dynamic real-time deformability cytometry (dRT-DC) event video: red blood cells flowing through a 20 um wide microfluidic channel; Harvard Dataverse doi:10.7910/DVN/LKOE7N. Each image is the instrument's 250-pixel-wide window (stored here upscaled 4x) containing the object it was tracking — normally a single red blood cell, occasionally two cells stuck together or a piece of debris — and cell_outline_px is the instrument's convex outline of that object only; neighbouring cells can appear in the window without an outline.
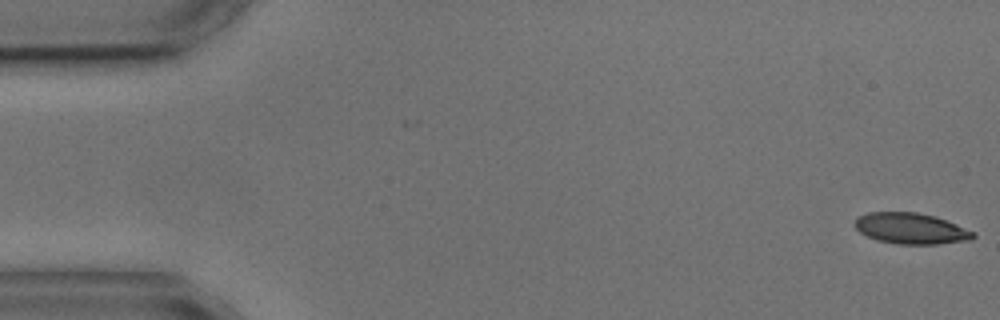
{"species": "common noctule bat (a hibernating species)", "species_latin": "Nyctalus noctula", "temperature_condition": "cold", "stored_images_in_passage": 6, "camera_frame_rate_fps": 3000, "um_per_image_px": 0.085, "animal": {"sex": "male", "body_mass_g": 17.9, "forearm_length_mm": 54.2}, "frame": {"image": 1, "passage_image": 1, "time_ms": 0.0, "image_size_px": [1000, 320], "cell_outline_px": [[976, 236], [972, 240], [940, 244], [900, 244], [880, 240], [868, 236], [860, 232], [856, 228], [856, 216], [868, 212], [916, 212], [936, 216], [976, 232]], "centroid_in_image_um": [77.48, 19.41], "position_along_channel_um": 7.5, "area_um2": 21.39}}
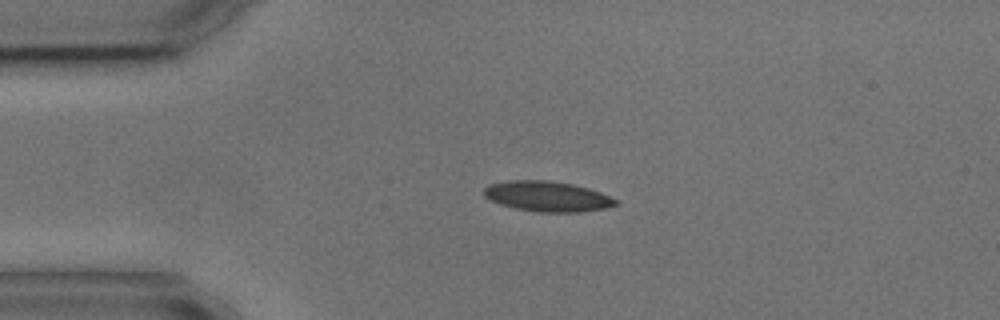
{"frame": {"image": 2, "passage_image": 4, "time_ms": 3.667, "image_size_px": [1000, 320], "cell_outline_px": [[620, 204], [604, 208], [580, 212], [540, 212], [516, 208], [500, 204], [484, 196], [484, 188], [488, 184], [508, 180], [548, 180], [572, 184], [588, 188], [600, 192], [620, 200]], "centroid_in_image_um": [46.55, 16.68], "position_along_channel_um": 38.4, "area_um2": 23.29}}